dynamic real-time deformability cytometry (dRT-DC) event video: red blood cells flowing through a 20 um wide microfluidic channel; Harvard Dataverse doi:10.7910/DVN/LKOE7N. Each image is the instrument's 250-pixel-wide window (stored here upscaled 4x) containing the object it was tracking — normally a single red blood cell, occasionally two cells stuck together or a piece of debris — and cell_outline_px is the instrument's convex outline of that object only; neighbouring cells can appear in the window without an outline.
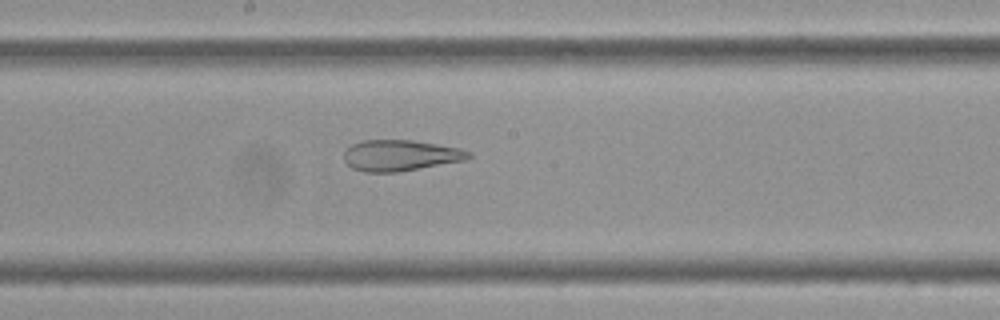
{"species": "Egyptian fruit bat (a non-hibernating species)", "species_latin": "Rousettus aegyptiacus", "temperature_condition": "cold", "stored_images_in_passage": 46, "camera_frame_rate_fps": 3000, "um_per_image_px": 0.085, "frame": {"image": 1, "passage_image": 19, "time_ms": 6.0, "image_size_px": [1000, 320], "cell_outline_px": [[472, 156], [464, 160], [396, 172], [364, 172], [352, 168], [344, 160], [344, 152], [352, 144], [364, 140], [412, 140], [460, 148], [472, 152]], "centroid_in_image_um": [34.02, 13.2], "position_along_channel_um": 214.2, "area_um2": 22.31}}
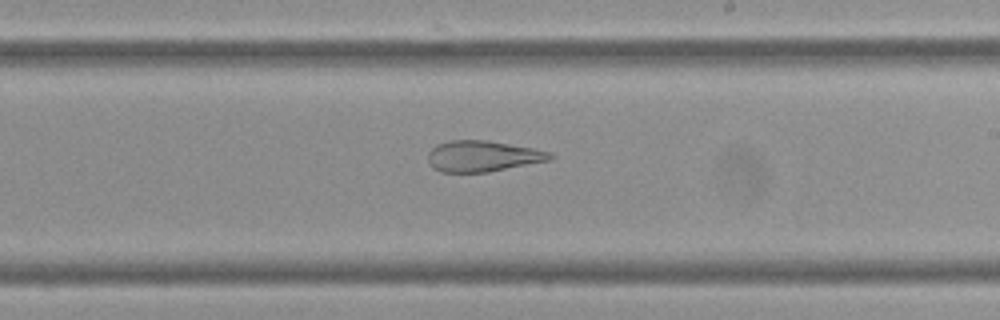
{"frame": {"image": 2, "passage_image": 22, "time_ms": 7.0, "image_size_px": [1000, 320], "cell_outline_px": [[556, 156], [552, 160], [488, 172], [440, 172], [432, 168], [428, 160], [428, 152], [436, 144], [448, 140], [488, 140], [532, 148], [552, 152]], "centroid_in_image_um": [41.04, 13.27], "position_along_channel_um": 248.0, "area_um2": 22.31}}
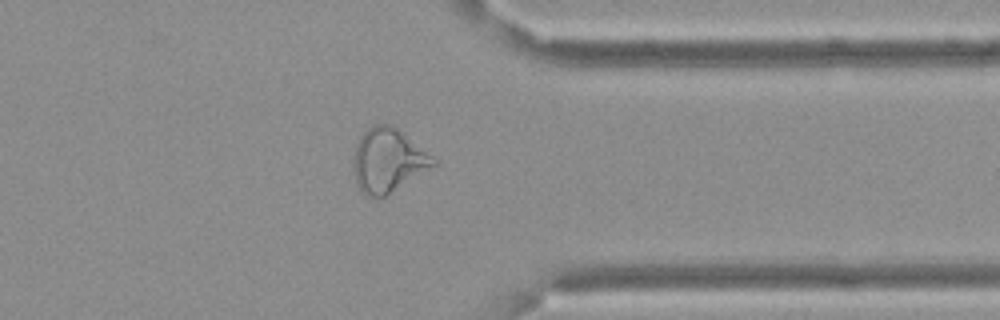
{"frame": {"image": 3, "passage_image": 34, "time_ms": 11.0, "image_size_px": [1000, 320], "cell_outline_px": [[436, 164], [384, 196], [364, 196], [356, 184], [352, 160], [356, 144], [360, 136], [368, 128], [376, 124], [392, 124], [432, 156], [436, 160]], "centroid_in_image_um": [32.92, 13.62], "position_along_channel_um": 378.5, "area_um2": 29.19}, "authors_computed_cell_mechanics": {"area_um2": 27.9752, "velocity_mm_per_s": 3.3859, "shape_relaxation_time_tau1_ms": null, "shape_relaxation_time_tau2_ms": 2.9301, "deformation_change_tau1": null, "deformation_change_tau2": 0.1328}}